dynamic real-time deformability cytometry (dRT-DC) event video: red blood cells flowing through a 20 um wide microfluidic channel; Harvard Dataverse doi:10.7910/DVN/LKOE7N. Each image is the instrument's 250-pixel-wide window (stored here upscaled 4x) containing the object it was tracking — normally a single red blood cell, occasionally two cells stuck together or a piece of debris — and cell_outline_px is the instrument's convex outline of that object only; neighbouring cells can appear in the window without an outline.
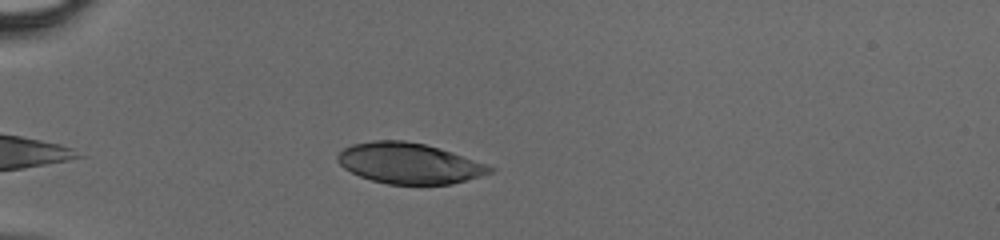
{"species": "human", "species_latin": "Homo sapiens", "temperature_condition": "cold", "stored_images_in_passage": 34, "camera_frame_rate_fps": 3000, "um_per_image_px": 0.085, "donor": {"sex": "male"}, "frame": {"image": 1, "passage_image": 2, "time_ms": 0.333, "image_size_px": [1000, 240], "cell_outline_px": [[496, 168], [492, 172], [480, 176], [452, 184], [388, 184], [372, 180], [360, 176], [344, 168], [336, 160], [336, 156], [344, 148], [352, 144], [372, 140], [404, 140], [424, 144], [452, 152], [488, 164]], "centroid_in_image_um": [34.78, 13.87], "position_along_channel_um": 50.2, "area_um2": 36.07}}
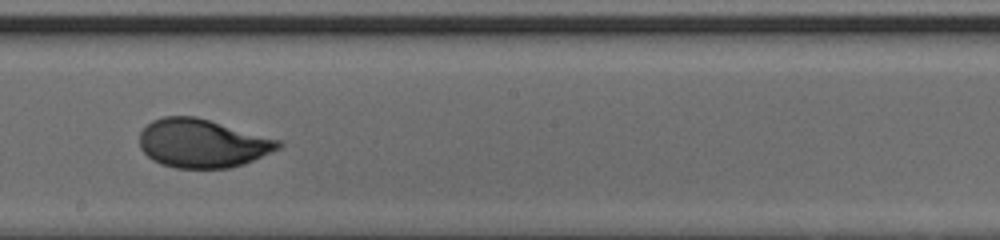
{"frame": {"image": 2, "passage_image": 16, "time_ms": 5.0, "image_size_px": [1000, 240], "cell_outline_px": [[284, 144], [280, 148], [244, 164], [228, 168], [176, 168], [160, 164], [152, 160], [140, 148], [140, 132], [152, 120], [164, 116], [196, 116], [280, 140]], "centroid_in_image_um": [17.19, 12.18], "position_along_channel_um": 231.0, "area_um2": 39.25}}
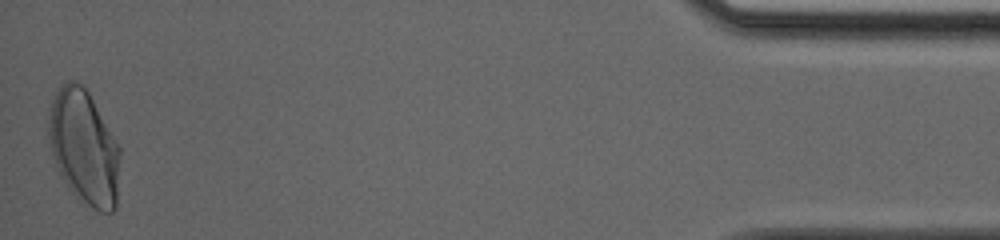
{"frame": {"image": 3, "passage_image": 34, "time_ms": 11.0, "image_size_px": [1000, 240], "cell_outline_px": [[120, 156], [116, 208], [112, 212], [100, 212], [80, 204], [68, 188], [60, 176], [52, 152], [48, 136], [48, 116], [52, 100], [60, 84], [68, 80], [72, 80], [80, 84], [88, 92], [120, 148]], "centroid_in_image_um": [7.13, 12.58], "position_along_channel_um": 428.1, "area_um2": 47.86}}